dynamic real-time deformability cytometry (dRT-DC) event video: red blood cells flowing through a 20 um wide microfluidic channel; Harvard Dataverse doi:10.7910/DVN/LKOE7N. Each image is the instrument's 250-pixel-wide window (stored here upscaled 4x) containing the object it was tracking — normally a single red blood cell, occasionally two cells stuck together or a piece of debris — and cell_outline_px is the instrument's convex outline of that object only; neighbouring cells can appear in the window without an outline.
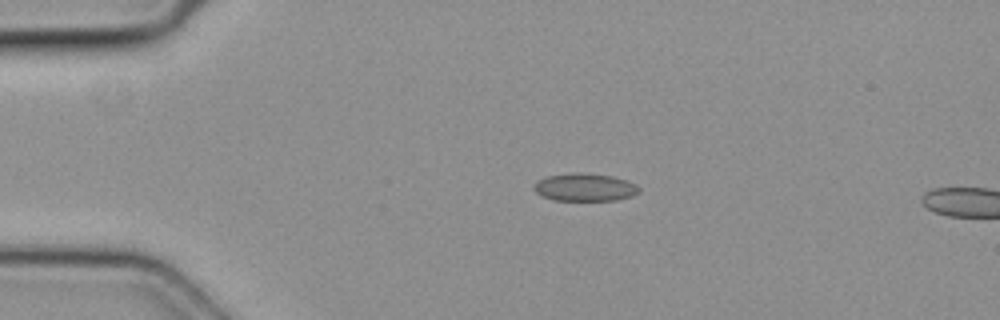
{"species": "common noctule bat (a hibernating species)", "species_latin": "Nyctalus noctula", "temperature_condition": "cold", "stored_images_in_passage": 4, "camera_frame_rate_fps": 3000, "um_per_image_px": 0.085, "animal": {"sex": "female", "body_mass_g": 19.3, "forearm_length_mm": 54.1}, "frame": {"image": 1, "passage_image": 2, "time_ms": 0.333, "image_size_px": [1000, 320], "cell_outline_px": [[640, 192], [632, 196], [616, 200], [552, 200], [540, 196], [532, 188], [532, 184], [536, 180], [548, 176], [576, 172], [580, 172], [612, 176], [628, 180], [636, 184], [640, 188]], "centroid_in_image_um": [49.69, 15.92], "position_along_channel_um": 35.3, "area_um2": 17.28}}